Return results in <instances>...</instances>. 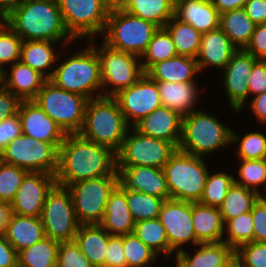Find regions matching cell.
I'll list each match as a JSON object with an SVG mask.
<instances>
[{"instance_id":"1","label":"cell","mask_w":266,"mask_h":267,"mask_svg":"<svg viewBox=\"0 0 266 267\" xmlns=\"http://www.w3.org/2000/svg\"><path fill=\"white\" fill-rule=\"evenodd\" d=\"M106 175H119L116 169V152L79 134H66L58 148L56 184L67 187L78 181Z\"/></svg>"},{"instance_id":"2","label":"cell","mask_w":266,"mask_h":267,"mask_svg":"<svg viewBox=\"0 0 266 267\" xmlns=\"http://www.w3.org/2000/svg\"><path fill=\"white\" fill-rule=\"evenodd\" d=\"M3 20L23 41L75 40L65 28L57 0H26Z\"/></svg>"},{"instance_id":"3","label":"cell","mask_w":266,"mask_h":267,"mask_svg":"<svg viewBox=\"0 0 266 267\" xmlns=\"http://www.w3.org/2000/svg\"><path fill=\"white\" fill-rule=\"evenodd\" d=\"M129 127L116 99L101 96L88 100L84 123L78 134L117 152L129 133Z\"/></svg>"},{"instance_id":"4","label":"cell","mask_w":266,"mask_h":267,"mask_svg":"<svg viewBox=\"0 0 266 267\" xmlns=\"http://www.w3.org/2000/svg\"><path fill=\"white\" fill-rule=\"evenodd\" d=\"M89 47L49 72L50 81L57 87L80 94L88 100L102 96V93L93 96L96 90L102 88V80L99 57L95 47Z\"/></svg>"},{"instance_id":"5","label":"cell","mask_w":266,"mask_h":267,"mask_svg":"<svg viewBox=\"0 0 266 267\" xmlns=\"http://www.w3.org/2000/svg\"><path fill=\"white\" fill-rule=\"evenodd\" d=\"M162 169L170 199L200 201L209 173L201 157L177 149Z\"/></svg>"},{"instance_id":"6","label":"cell","mask_w":266,"mask_h":267,"mask_svg":"<svg viewBox=\"0 0 266 267\" xmlns=\"http://www.w3.org/2000/svg\"><path fill=\"white\" fill-rule=\"evenodd\" d=\"M231 143L232 129L213 115L195 110L182 117V137L178 147L182 152L202 157Z\"/></svg>"},{"instance_id":"7","label":"cell","mask_w":266,"mask_h":267,"mask_svg":"<svg viewBox=\"0 0 266 267\" xmlns=\"http://www.w3.org/2000/svg\"><path fill=\"white\" fill-rule=\"evenodd\" d=\"M35 101L65 134H78L84 123L88 99L68 92L47 80Z\"/></svg>"},{"instance_id":"8","label":"cell","mask_w":266,"mask_h":267,"mask_svg":"<svg viewBox=\"0 0 266 267\" xmlns=\"http://www.w3.org/2000/svg\"><path fill=\"white\" fill-rule=\"evenodd\" d=\"M158 28L125 10L110 12L103 32L106 35L103 43L115 50L141 57Z\"/></svg>"},{"instance_id":"9","label":"cell","mask_w":266,"mask_h":267,"mask_svg":"<svg viewBox=\"0 0 266 267\" xmlns=\"http://www.w3.org/2000/svg\"><path fill=\"white\" fill-rule=\"evenodd\" d=\"M119 181V175H106L66 187L71 193L75 214L81 225L102 222L109 196Z\"/></svg>"},{"instance_id":"10","label":"cell","mask_w":266,"mask_h":267,"mask_svg":"<svg viewBox=\"0 0 266 267\" xmlns=\"http://www.w3.org/2000/svg\"><path fill=\"white\" fill-rule=\"evenodd\" d=\"M0 161L28 172L55 175L58 168V149L52 143L21 134L0 152Z\"/></svg>"},{"instance_id":"11","label":"cell","mask_w":266,"mask_h":267,"mask_svg":"<svg viewBox=\"0 0 266 267\" xmlns=\"http://www.w3.org/2000/svg\"><path fill=\"white\" fill-rule=\"evenodd\" d=\"M40 218L45 236L58 242L74 240L81 225L75 214L70 191L57 184L48 193Z\"/></svg>"},{"instance_id":"12","label":"cell","mask_w":266,"mask_h":267,"mask_svg":"<svg viewBox=\"0 0 266 267\" xmlns=\"http://www.w3.org/2000/svg\"><path fill=\"white\" fill-rule=\"evenodd\" d=\"M100 60L102 88L112 84V89L104 90L102 96L114 97L121 90L135 84L144 74L139 56L110 48L105 43L95 49Z\"/></svg>"},{"instance_id":"13","label":"cell","mask_w":266,"mask_h":267,"mask_svg":"<svg viewBox=\"0 0 266 267\" xmlns=\"http://www.w3.org/2000/svg\"><path fill=\"white\" fill-rule=\"evenodd\" d=\"M66 30L74 39L103 34L109 12L104 0H57Z\"/></svg>"},{"instance_id":"14","label":"cell","mask_w":266,"mask_h":267,"mask_svg":"<svg viewBox=\"0 0 266 267\" xmlns=\"http://www.w3.org/2000/svg\"><path fill=\"white\" fill-rule=\"evenodd\" d=\"M135 134H126L116 152V166H148L163 168L177 148L169 141L145 136L134 128Z\"/></svg>"},{"instance_id":"15","label":"cell","mask_w":266,"mask_h":267,"mask_svg":"<svg viewBox=\"0 0 266 267\" xmlns=\"http://www.w3.org/2000/svg\"><path fill=\"white\" fill-rule=\"evenodd\" d=\"M114 98L129 126L132 120L134 126L143 117L162 106L157 83L146 73L135 84L121 90Z\"/></svg>"},{"instance_id":"16","label":"cell","mask_w":266,"mask_h":267,"mask_svg":"<svg viewBox=\"0 0 266 267\" xmlns=\"http://www.w3.org/2000/svg\"><path fill=\"white\" fill-rule=\"evenodd\" d=\"M159 220L166 229L169 247L177 252L179 247L191 241L198 245L192 223V202L167 199L162 204Z\"/></svg>"},{"instance_id":"17","label":"cell","mask_w":266,"mask_h":267,"mask_svg":"<svg viewBox=\"0 0 266 267\" xmlns=\"http://www.w3.org/2000/svg\"><path fill=\"white\" fill-rule=\"evenodd\" d=\"M55 185V175L28 172L10 203L12 213L40 217L46 197Z\"/></svg>"},{"instance_id":"18","label":"cell","mask_w":266,"mask_h":267,"mask_svg":"<svg viewBox=\"0 0 266 267\" xmlns=\"http://www.w3.org/2000/svg\"><path fill=\"white\" fill-rule=\"evenodd\" d=\"M257 60L245 49H238L224 68V87L235 112L242 110L245 100L249 96L247 80Z\"/></svg>"},{"instance_id":"19","label":"cell","mask_w":266,"mask_h":267,"mask_svg":"<svg viewBox=\"0 0 266 267\" xmlns=\"http://www.w3.org/2000/svg\"><path fill=\"white\" fill-rule=\"evenodd\" d=\"M18 113L21 118L22 134L52 143L57 149L63 143L66 134L35 101H22Z\"/></svg>"},{"instance_id":"20","label":"cell","mask_w":266,"mask_h":267,"mask_svg":"<svg viewBox=\"0 0 266 267\" xmlns=\"http://www.w3.org/2000/svg\"><path fill=\"white\" fill-rule=\"evenodd\" d=\"M133 128L145 136L169 141L178 149L182 137V116L168 107L160 106Z\"/></svg>"},{"instance_id":"21","label":"cell","mask_w":266,"mask_h":267,"mask_svg":"<svg viewBox=\"0 0 266 267\" xmlns=\"http://www.w3.org/2000/svg\"><path fill=\"white\" fill-rule=\"evenodd\" d=\"M120 181L129 189L170 199L167 181L162 168L148 166H116Z\"/></svg>"},{"instance_id":"22","label":"cell","mask_w":266,"mask_h":267,"mask_svg":"<svg viewBox=\"0 0 266 267\" xmlns=\"http://www.w3.org/2000/svg\"><path fill=\"white\" fill-rule=\"evenodd\" d=\"M135 224L126 199V186L119 181L109 196L100 225L110 235L122 236L133 233Z\"/></svg>"},{"instance_id":"23","label":"cell","mask_w":266,"mask_h":267,"mask_svg":"<svg viewBox=\"0 0 266 267\" xmlns=\"http://www.w3.org/2000/svg\"><path fill=\"white\" fill-rule=\"evenodd\" d=\"M174 16L201 34L219 28L220 13L211 0H175Z\"/></svg>"},{"instance_id":"24","label":"cell","mask_w":266,"mask_h":267,"mask_svg":"<svg viewBox=\"0 0 266 267\" xmlns=\"http://www.w3.org/2000/svg\"><path fill=\"white\" fill-rule=\"evenodd\" d=\"M237 50V47L220 28L203 33L196 57L199 71L208 66L224 69Z\"/></svg>"},{"instance_id":"25","label":"cell","mask_w":266,"mask_h":267,"mask_svg":"<svg viewBox=\"0 0 266 267\" xmlns=\"http://www.w3.org/2000/svg\"><path fill=\"white\" fill-rule=\"evenodd\" d=\"M10 67V74L5 70L2 72V87L21 101L34 100L47 79L21 61L13 63Z\"/></svg>"},{"instance_id":"26","label":"cell","mask_w":266,"mask_h":267,"mask_svg":"<svg viewBox=\"0 0 266 267\" xmlns=\"http://www.w3.org/2000/svg\"><path fill=\"white\" fill-rule=\"evenodd\" d=\"M156 83L162 106L170 108L182 117L195 111L192 110L198 96L195 82L156 81Z\"/></svg>"},{"instance_id":"27","label":"cell","mask_w":266,"mask_h":267,"mask_svg":"<svg viewBox=\"0 0 266 267\" xmlns=\"http://www.w3.org/2000/svg\"><path fill=\"white\" fill-rule=\"evenodd\" d=\"M192 223L199 243L223 241L224 222L217 207L192 202Z\"/></svg>"},{"instance_id":"28","label":"cell","mask_w":266,"mask_h":267,"mask_svg":"<svg viewBox=\"0 0 266 267\" xmlns=\"http://www.w3.org/2000/svg\"><path fill=\"white\" fill-rule=\"evenodd\" d=\"M5 237L18 252L45 238V231L40 217L12 214Z\"/></svg>"},{"instance_id":"29","label":"cell","mask_w":266,"mask_h":267,"mask_svg":"<svg viewBox=\"0 0 266 267\" xmlns=\"http://www.w3.org/2000/svg\"><path fill=\"white\" fill-rule=\"evenodd\" d=\"M199 72L196 58L177 55L153 64L145 73L154 81L194 82L193 77Z\"/></svg>"},{"instance_id":"30","label":"cell","mask_w":266,"mask_h":267,"mask_svg":"<svg viewBox=\"0 0 266 267\" xmlns=\"http://www.w3.org/2000/svg\"><path fill=\"white\" fill-rule=\"evenodd\" d=\"M94 267H105L108 232L100 224H82L74 238Z\"/></svg>"},{"instance_id":"31","label":"cell","mask_w":266,"mask_h":267,"mask_svg":"<svg viewBox=\"0 0 266 267\" xmlns=\"http://www.w3.org/2000/svg\"><path fill=\"white\" fill-rule=\"evenodd\" d=\"M200 249L193 256L180 248L176 252V267H220L235 250L224 241L216 243H199Z\"/></svg>"},{"instance_id":"32","label":"cell","mask_w":266,"mask_h":267,"mask_svg":"<svg viewBox=\"0 0 266 267\" xmlns=\"http://www.w3.org/2000/svg\"><path fill=\"white\" fill-rule=\"evenodd\" d=\"M255 26L256 24L249 18L244 7L220 14L219 28L237 46V49L246 48L251 40Z\"/></svg>"},{"instance_id":"33","label":"cell","mask_w":266,"mask_h":267,"mask_svg":"<svg viewBox=\"0 0 266 267\" xmlns=\"http://www.w3.org/2000/svg\"><path fill=\"white\" fill-rule=\"evenodd\" d=\"M261 196L264 195L234 182L218 208L224 224L243 213L250 212Z\"/></svg>"},{"instance_id":"34","label":"cell","mask_w":266,"mask_h":267,"mask_svg":"<svg viewBox=\"0 0 266 267\" xmlns=\"http://www.w3.org/2000/svg\"><path fill=\"white\" fill-rule=\"evenodd\" d=\"M172 38L178 55L196 58L202 34L188 23L173 16L164 26Z\"/></svg>"},{"instance_id":"35","label":"cell","mask_w":266,"mask_h":267,"mask_svg":"<svg viewBox=\"0 0 266 267\" xmlns=\"http://www.w3.org/2000/svg\"><path fill=\"white\" fill-rule=\"evenodd\" d=\"M52 41L27 40L21 45L20 61L30 66L35 71L50 80V74H46V69L51 68L56 63L57 56L52 49Z\"/></svg>"},{"instance_id":"36","label":"cell","mask_w":266,"mask_h":267,"mask_svg":"<svg viewBox=\"0 0 266 267\" xmlns=\"http://www.w3.org/2000/svg\"><path fill=\"white\" fill-rule=\"evenodd\" d=\"M60 242L45 237L17 252L18 267H56Z\"/></svg>"},{"instance_id":"37","label":"cell","mask_w":266,"mask_h":267,"mask_svg":"<svg viewBox=\"0 0 266 267\" xmlns=\"http://www.w3.org/2000/svg\"><path fill=\"white\" fill-rule=\"evenodd\" d=\"M175 0H131L126 12L162 28L174 16Z\"/></svg>"},{"instance_id":"38","label":"cell","mask_w":266,"mask_h":267,"mask_svg":"<svg viewBox=\"0 0 266 267\" xmlns=\"http://www.w3.org/2000/svg\"><path fill=\"white\" fill-rule=\"evenodd\" d=\"M133 233L156 254L163 252L168 257L174 252L169 247L166 229L159 218L136 222Z\"/></svg>"},{"instance_id":"39","label":"cell","mask_w":266,"mask_h":267,"mask_svg":"<svg viewBox=\"0 0 266 267\" xmlns=\"http://www.w3.org/2000/svg\"><path fill=\"white\" fill-rule=\"evenodd\" d=\"M126 199L135 222L159 217L165 199L146 193L137 192L126 187Z\"/></svg>"},{"instance_id":"40","label":"cell","mask_w":266,"mask_h":267,"mask_svg":"<svg viewBox=\"0 0 266 267\" xmlns=\"http://www.w3.org/2000/svg\"><path fill=\"white\" fill-rule=\"evenodd\" d=\"M175 45L168 31L162 27L154 33L149 42L146 51L140 58H144L145 62H141L144 72H146L153 64L170 59L177 56Z\"/></svg>"},{"instance_id":"41","label":"cell","mask_w":266,"mask_h":267,"mask_svg":"<svg viewBox=\"0 0 266 267\" xmlns=\"http://www.w3.org/2000/svg\"><path fill=\"white\" fill-rule=\"evenodd\" d=\"M235 182L233 175L227 173H208L203 195L199 201L202 205L219 208L227 195L228 189Z\"/></svg>"},{"instance_id":"42","label":"cell","mask_w":266,"mask_h":267,"mask_svg":"<svg viewBox=\"0 0 266 267\" xmlns=\"http://www.w3.org/2000/svg\"><path fill=\"white\" fill-rule=\"evenodd\" d=\"M123 249L127 267H146L155 261L157 254L134 233L123 235Z\"/></svg>"},{"instance_id":"43","label":"cell","mask_w":266,"mask_h":267,"mask_svg":"<svg viewBox=\"0 0 266 267\" xmlns=\"http://www.w3.org/2000/svg\"><path fill=\"white\" fill-rule=\"evenodd\" d=\"M224 225L229 237L223 241L234 250L242 244L253 241L254 228L251 211L227 221Z\"/></svg>"},{"instance_id":"44","label":"cell","mask_w":266,"mask_h":267,"mask_svg":"<svg viewBox=\"0 0 266 267\" xmlns=\"http://www.w3.org/2000/svg\"><path fill=\"white\" fill-rule=\"evenodd\" d=\"M21 37L4 21L0 20V71L3 65L20 61Z\"/></svg>"},{"instance_id":"45","label":"cell","mask_w":266,"mask_h":267,"mask_svg":"<svg viewBox=\"0 0 266 267\" xmlns=\"http://www.w3.org/2000/svg\"><path fill=\"white\" fill-rule=\"evenodd\" d=\"M238 174L241 180L235 183L249 188L257 193L256 186L266 184V159H241Z\"/></svg>"},{"instance_id":"46","label":"cell","mask_w":266,"mask_h":267,"mask_svg":"<svg viewBox=\"0 0 266 267\" xmlns=\"http://www.w3.org/2000/svg\"><path fill=\"white\" fill-rule=\"evenodd\" d=\"M27 170L0 161V201L11 203Z\"/></svg>"},{"instance_id":"47","label":"cell","mask_w":266,"mask_h":267,"mask_svg":"<svg viewBox=\"0 0 266 267\" xmlns=\"http://www.w3.org/2000/svg\"><path fill=\"white\" fill-rule=\"evenodd\" d=\"M240 140L237 155L240 159H266V136L263 133H247L242 139L232 130V143Z\"/></svg>"},{"instance_id":"48","label":"cell","mask_w":266,"mask_h":267,"mask_svg":"<svg viewBox=\"0 0 266 267\" xmlns=\"http://www.w3.org/2000/svg\"><path fill=\"white\" fill-rule=\"evenodd\" d=\"M56 267H94L80 251L75 240L60 242Z\"/></svg>"},{"instance_id":"49","label":"cell","mask_w":266,"mask_h":267,"mask_svg":"<svg viewBox=\"0 0 266 267\" xmlns=\"http://www.w3.org/2000/svg\"><path fill=\"white\" fill-rule=\"evenodd\" d=\"M235 253L241 260L242 267H266V243L248 242L240 245Z\"/></svg>"},{"instance_id":"50","label":"cell","mask_w":266,"mask_h":267,"mask_svg":"<svg viewBox=\"0 0 266 267\" xmlns=\"http://www.w3.org/2000/svg\"><path fill=\"white\" fill-rule=\"evenodd\" d=\"M105 267H127L123 249V235H110L108 233Z\"/></svg>"},{"instance_id":"51","label":"cell","mask_w":266,"mask_h":267,"mask_svg":"<svg viewBox=\"0 0 266 267\" xmlns=\"http://www.w3.org/2000/svg\"><path fill=\"white\" fill-rule=\"evenodd\" d=\"M266 196H261L254 204L251 214L253 219V241L266 243Z\"/></svg>"},{"instance_id":"52","label":"cell","mask_w":266,"mask_h":267,"mask_svg":"<svg viewBox=\"0 0 266 267\" xmlns=\"http://www.w3.org/2000/svg\"><path fill=\"white\" fill-rule=\"evenodd\" d=\"M22 134L19 113L0 121V152L15 138Z\"/></svg>"},{"instance_id":"53","label":"cell","mask_w":266,"mask_h":267,"mask_svg":"<svg viewBox=\"0 0 266 267\" xmlns=\"http://www.w3.org/2000/svg\"><path fill=\"white\" fill-rule=\"evenodd\" d=\"M249 95L266 92V60L258 59L247 80Z\"/></svg>"},{"instance_id":"54","label":"cell","mask_w":266,"mask_h":267,"mask_svg":"<svg viewBox=\"0 0 266 267\" xmlns=\"http://www.w3.org/2000/svg\"><path fill=\"white\" fill-rule=\"evenodd\" d=\"M245 50L256 59L266 60V23L256 25Z\"/></svg>"},{"instance_id":"55","label":"cell","mask_w":266,"mask_h":267,"mask_svg":"<svg viewBox=\"0 0 266 267\" xmlns=\"http://www.w3.org/2000/svg\"><path fill=\"white\" fill-rule=\"evenodd\" d=\"M21 100L12 92L0 88V121L18 113Z\"/></svg>"},{"instance_id":"56","label":"cell","mask_w":266,"mask_h":267,"mask_svg":"<svg viewBox=\"0 0 266 267\" xmlns=\"http://www.w3.org/2000/svg\"><path fill=\"white\" fill-rule=\"evenodd\" d=\"M0 267H18L17 251L0 235Z\"/></svg>"},{"instance_id":"57","label":"cell","mask_w":266,"mask_h":267,"mask_svg":"<svg viewBox=\"0 0 266 267\" xmlns=\"http://www.w3.org/2000/svg\"><path fill=\"white\" fill-rule=\"evenodd\" d=\"M244 9L256 25L266 23V0H249Z\"/></svg>"},{"instance_id":"58","label":"cell","mask_w":266,"mask_h":267,"mask_svg":"<svg viewBox=\"0 0 266 267\" xmlns=\"http://www.w3.org/2000/svg\"><path fill=\"white\" fill-rule=\"evenodd\" d=\"M250 106L256 118L266 123V92L255 95Z\"/></svg>"},{"instance_id":"59","label":"cell","mask_w":266,"mask_h":267,"mask_svg":"<svg viewBox=\"0 0 266 267\" xmlns=\"http://www.w3.org/2000/svg\"><path fill=\"white\" fill-rule=\"evenodd\" d=\"M248 1L249 0H211L212 4L220 14L226 11L242 8Z\"/></svg>"},{"instance_id":"60","label":"cell","mask_w":266,"mask_h":267,"mask_svg":"<svg viewBox=\"0 0 266 267\" xmlns=\"http://www.w3.org/2000/svg\"><path fill=\"white\" fill-rule=\"evenodd\" d=\"M12 214V207L10 203L0 201V235L6 234L7 226Z\"/></svg>"},{"instance_id":"61","label":"cell","mask_w":266,"mask_h":267,"mask_svg":"<svg viewBox=\"0 0 266 267\" xmlns=\"http://www.w3.org/2000/svg\"><path fill=\"white\" fill-rule=\"evenodd\" d=\"M26 0H0V20L5 19L13 10Z\"/></svg>"},{"instance_id":"62","label":"cell","mask_w":266,"mask_h":267,"mask_svg":"<svg viewBox=\"0 0 266 267\" xmlns=\"http://www.w3.org/2000/svg\"><path fill=\"white\" fill-rule=\"evenodd\" d=\"M130 2L131 0H104L105 7L109 13L125 10Z\"/></svg>"},{"instance_id":"63","label":"cell","mask_w":266,"mask_h":267,"mask_svg":"<svg viewBox=\"0 0 266 267\" xmlns=\"http://www.w3.org/2000/svg\"><path fill=\"white\" fill-rule=\"evenodd\" d=\"M220 267H242L240 258L234 253L227 261H225Z\"/></svg>"},{"instance_id":"64","label":"cell","mask_w":266,"mask_h":267,"mask_svg":"<svg viewBox=\"0 0 266 267\" xmlns=\"http://www.w3.org/2000/svg\"><path fill=\"white\" fill-rule=\"evenodd\" d=\"M2 87V72L0 71V88Z\"/></svg>"}]
</instances>
